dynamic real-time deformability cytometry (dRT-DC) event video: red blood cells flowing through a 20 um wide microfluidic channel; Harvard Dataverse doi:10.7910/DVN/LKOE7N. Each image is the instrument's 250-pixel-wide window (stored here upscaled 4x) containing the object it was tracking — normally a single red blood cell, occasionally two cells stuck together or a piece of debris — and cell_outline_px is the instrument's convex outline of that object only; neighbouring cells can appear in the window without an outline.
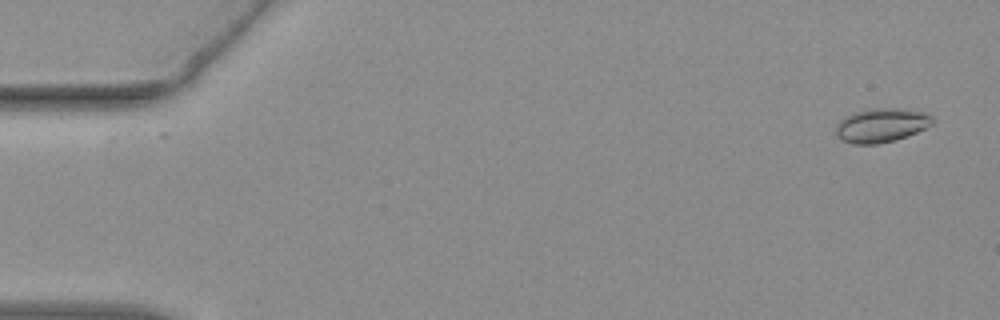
{"species": "common noctule bat (a hibernating species)", "species_latin": "Nyctalus noctula", "temperature_condition": "warm", "stored_images_in_passage": 55, "camera_frame_rate_fps": 3000, "um_per_image_px": 0.085, "animal": {"sex": "female", "body_mass_g": 19.3, "forearm_length_mm": 54.1}, "frame": {"image": 1, "passage_image": 3, "time_ms": 0.667, "image_size_px": [1000, 320], "cell_outline_px": [[932, 124], [916, 132], [892, 140], [876, 144], [856, 144], [844, 140], [836, 136], [836, 124], [844, 116], [852, 112], [868, 108], [900, 108], [924, 112], [932, 116]], "centroid_in_image_um": [74.86, 10.62], "position_along_channel_um": 10.1, "area_um2": 19.02}}
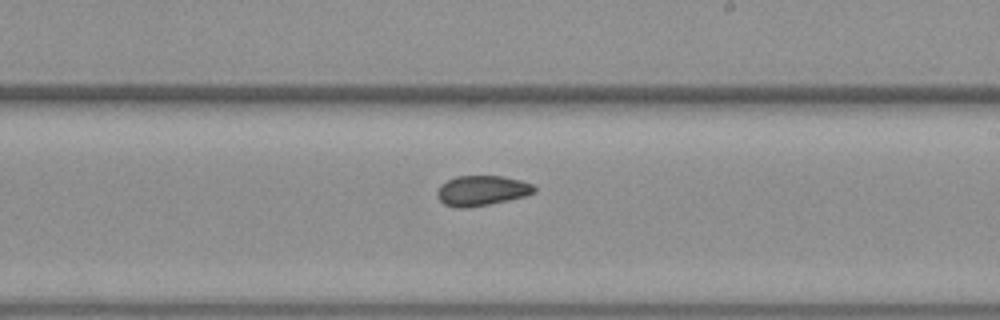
{"frame": {"image": 2, "passage_image": 33, "time_ms": 10.667, "image_size_px": [1000, 320], "cell_outline_px": [[536, 192], [524, 196], [508, 200], [488, 204], [464, 208], [456, 208], [444, 204], [436, 196], [436, 192], [440, 184], [456, 176], [504, 176], [520, 180], [532, 184], [536, 188]], "centroid_in_image_um": [40.93, 16.2], "position_along_channel_um": 248.1, "area_um2": 17.05}}
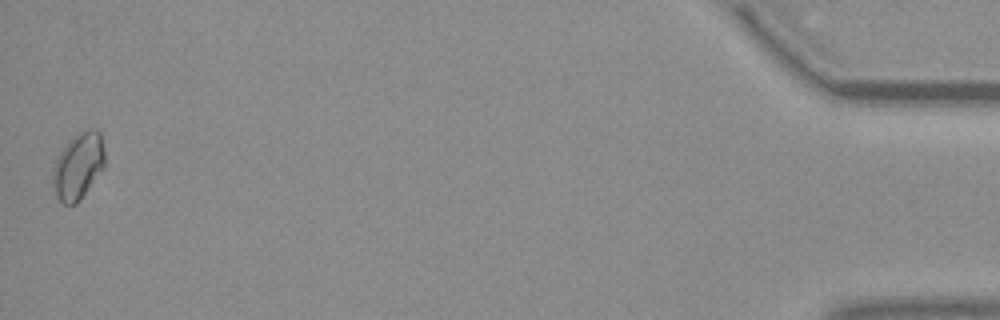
{"frame": {"image": 3, "passage_image": 55, "time_ms": 18.0, "image_size_px": [1000, 320], "cell_outline_px": [[104, 168], [80, 200], [76, 204], [64, 204], [56, 196], [52, 184], [52, 168], [60, 152], [68, 140], [84, 128], [96, 128], [100, 132], [104, 152]], "centroid_in_image_um": [6.64, 14.09], "position_along_channel_um": 428.6, "area_um2": 20.35}, "authors_computed_cell_mechanics": {"area_um2": 17.5712, "velocity_mm_per_s": 3.7816, "shape_relaxation_time_tau1_ms": null, "shape_relaxation_time_tau2_ms": 3.2381, "deformation_change_tau1": null, "deformation_change_tau2": 0.0631}}